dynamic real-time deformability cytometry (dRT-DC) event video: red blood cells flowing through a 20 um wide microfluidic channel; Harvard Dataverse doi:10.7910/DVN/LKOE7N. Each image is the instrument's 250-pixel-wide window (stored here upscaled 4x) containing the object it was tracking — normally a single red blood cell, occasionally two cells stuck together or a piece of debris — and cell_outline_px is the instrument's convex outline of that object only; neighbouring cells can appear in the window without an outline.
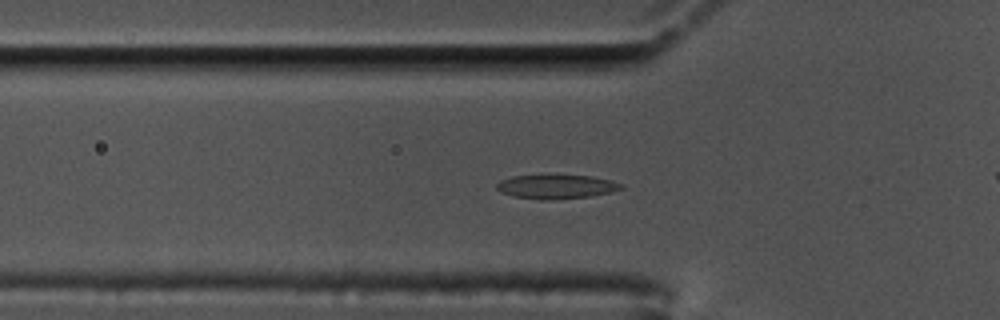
{"species": "common noctule bat (a hibernating species)", "species_latin": "Nyctalus noctula", "temperature_condition": "cold", "stored_images_in_passage": 44, "camera_frame_rate_fps": 3000, "um_per_image_px": 0.085, "animal": {"sex": "male", "body_mass_g": 17.5, "forearm_length_mm": 52.3}, "frame": {"image": 1, "passage_image": 4, "time_ms": 1.0, "image_size_px": [1000, 320], "cell_outline_px": [[624, 188], [592, 196], [552, 200], [540, 200], [512, 196], [500, 192], [496, 188], [496, 184], [500, 180], [512, 176], [548, 172], [592, 176], [612, 180], [624, 184]], "centroid_in_image_um": [47.25, 15.82], "position_along_channel_um": 78.5, "area_um2": 18.55}}
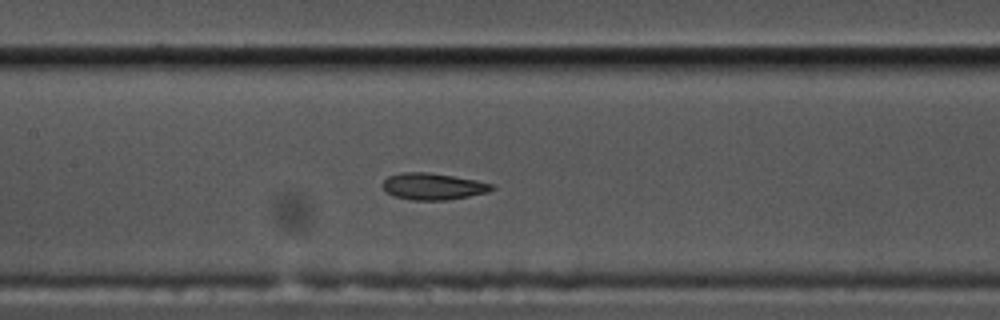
{"frame": {"image": 2, "passage_image": 12, "time_ms": 3.667, "image_size_px": [1000, 320], "cell_outline_px": [[496, 188], [488, 192], [448, 200], [412, 200], [392, 196], [380, 184], [388, 176], [400, 172], [424, 172], [452, 176], [476, 180], [492, 184]], "centroid_in_image_um": [36.78, 15.85], "position_along_channel_um": 170.6, "area_um2": 16.94}}
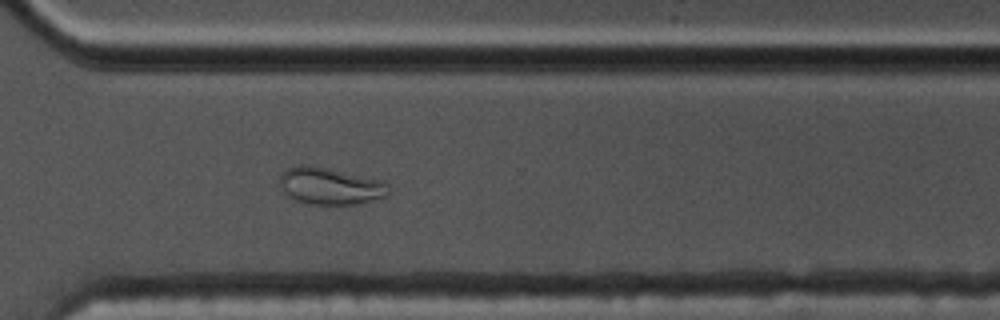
{"frame": {"image": 3, "passage_image": 27, "time_ms": 8.667, "image_size_px": [1000, 320], "cell_outline_px": [[388, 196], [360, 204], [308, 204], [296, 200], [288, 196], [284, 192], [280, 184], [280, 176], [288, 168], [296, 164], [308, 164], [328, 168], [376, 180], [384, 184], [388, 192]], "centroid_in_image_um": [27.99, 15.82], "position_along_channel_um": 342.6, "area_um2": 23.06}, "authors_computed_cell_mechanics": {"area_um2": 18.4382, "velocity_mm_per_s": 3.446, "shape_relaxation_time_tau1_ms": null, "shape_relaxation_time_tau2_ms": 1.9768, "deformation_change_tau1": null, "deformation_change_tau2": 0.0721}}